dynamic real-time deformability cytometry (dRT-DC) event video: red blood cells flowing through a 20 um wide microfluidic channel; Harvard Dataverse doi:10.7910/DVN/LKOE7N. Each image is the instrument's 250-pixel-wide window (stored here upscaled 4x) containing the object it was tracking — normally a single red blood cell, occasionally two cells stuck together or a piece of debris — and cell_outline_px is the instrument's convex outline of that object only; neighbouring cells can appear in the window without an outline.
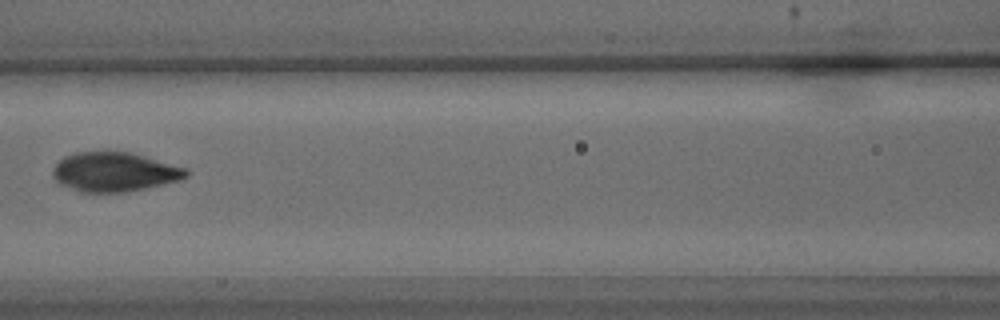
{"species": "common noctule bat (a hibernating species)", "species_latin": "Nyctalus noctula", "temperature_condition": "warm", "stored_images_in_passage": 8, "camera_frame_rate_fps": 3000, "um_per_image_px": 0.085, "animal": {"sex": "male", "body_mass_g": 15.6}, "frame": {"image": 1, "passage_image": 5, "time_ms": 4.667, "image_size_px": [1000, 320], "cell_outline_px": [[192, 172], [188, 176], [180, 180], [164, 184], [124, 192], [80, 192], [60, 184], [56, 180], [52, 172], [52, 168], [64, 156], [76, 152], [128, 152], [144, 156], [188, 168]], "centroid_in_image_um": [9.75, 14.62], "position_along_channel_um": 156.8, "area_um2": 30.52}}
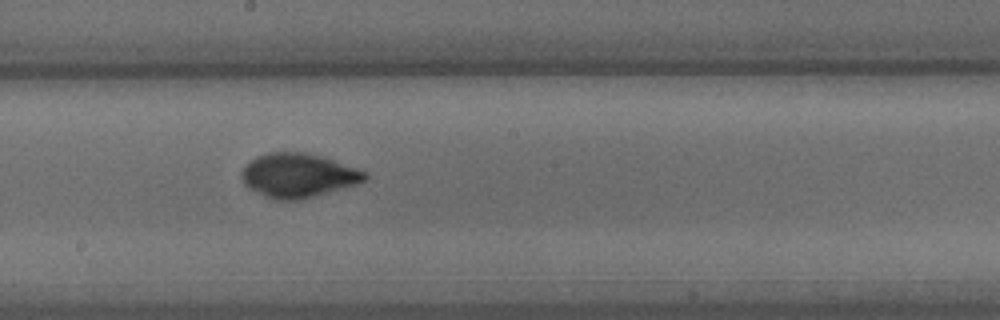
{"frame": {"image": 2, "passage_image": 7, "time_ms": 7.0, "image_size_px": [1000, 320], "cell_outline_px": [[368, 176], [364, 180], [356, 184], [300, 200], [276, 200], [264, 196], [248, 188], [244, 184], [240, 176], [240, 172], [244, 164], [256, 156], [268, 152], [304, 152], [320, 156], [368, 172]], "centroid_in_image_um": [25.27, 14.91], "position_along_channel_um": 222.9, "area_um2": 31.67}}
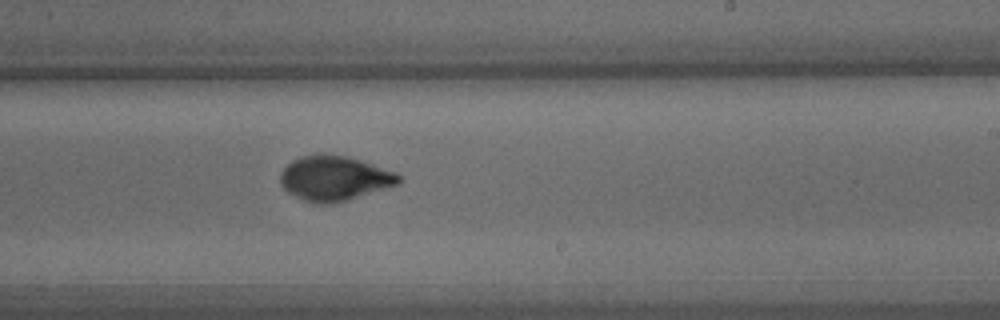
{"frame": {"image": 3, "passage_image": 8, "time_ms": 8.333, "image_size_px": [1000, 320], "cell_outline_px": [[400, 184], [348, 200], [324, 204], [320, 204], [304, 200], [288, 192], [280, 184], [280, 172], [292, 160], [300, 156], [348, 156], [396, 172], [400, 176]], "centroid_in_image_um": [28.44, 15.17], "position_along_channel_um": 260.6, "area_um2": 30.4}}